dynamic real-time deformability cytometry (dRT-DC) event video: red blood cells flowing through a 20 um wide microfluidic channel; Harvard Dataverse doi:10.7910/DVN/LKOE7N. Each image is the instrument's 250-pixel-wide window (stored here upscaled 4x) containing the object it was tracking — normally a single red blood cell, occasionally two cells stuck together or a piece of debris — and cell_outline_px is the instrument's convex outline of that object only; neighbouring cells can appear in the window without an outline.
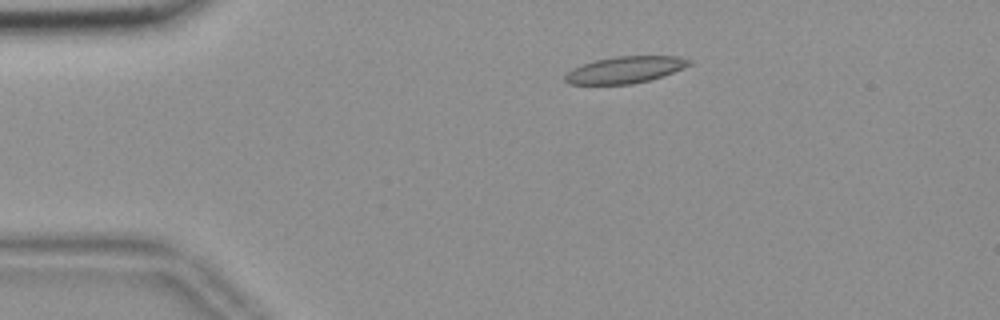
{"species": "common noctule bat (a hibernating species)", "species_latin": "Nyctalus noctula", "temperature_condition": "room temperature", "stored_images_in_passage": 54, "camera_frame_rate_fps": 3000, "um_per_image_px": 0.085, "animal": {"sex": "female", "body_mass_g": 18.4}, "frame": {"image": 1, "passage_image": 10, "time_ms": 3.0, "image_size_px": [1000, 320], "cell_outline_px": [[692, 64], [684, 68], [664, 76], [632, 84], [568, 84], [564, 80], [564, 76], [572, 68], [596, 60], [616, 56], [676, 56], [692, 60]], "centroid_in_image_um": [53.16, 5.93], "position_along_channel_um": 31.8, "area_um2": 19.31}}
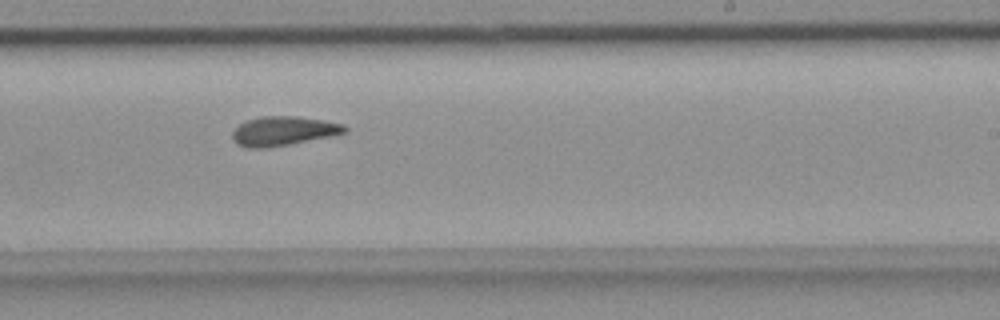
{"frame": {"image": 2, "passage_image": 33, "time_ms": 10.667, "image_size_px": [1000, 320], "cell_outline_px": [[348, 132], [288, 144], [264, 148], [248, 148], [236, 144], [232, 136], [232, 132], [244, 120], [260, 116], [296, 116], [324, 120], [344, 124], [348, 128]], "centroid_in_image_um": [24.06, 11.12], "position_along_channel_um": 264.9, "area_um2": 19.07}}
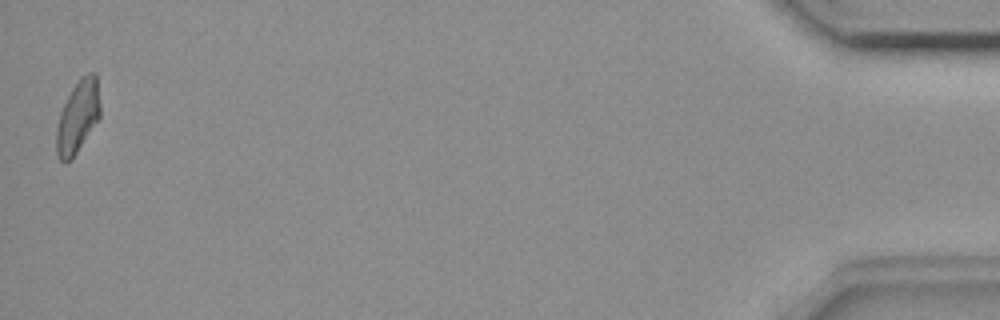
{"frame": {"image": 3, "passage_image": 54, "time_ms": 17.667, "image_size_px": [1000, 320], "cell_outline_px": [[100, 116], [72, 160], [64, 164], [60, 160], [56, 152], [56, 128], [60, 112], [72, 88], [88, 72], [96, 72], [100, 104]], "centroid_in_image_um": [6.6, 9.96], "position_along_channel_um": 428.6, "area_um2": 18.38}, "authors_computed_cell_mechanics": {"area_um2": 19.1896, "velocity_mm_per_s": 3.6633, "shape_relaxation_time_tau1_ms": null, "shape_relaxation_time_tau2_ms": 4.6017, "deformation_change_tau1": null, "deformation_change_tau2": 0.1219}}